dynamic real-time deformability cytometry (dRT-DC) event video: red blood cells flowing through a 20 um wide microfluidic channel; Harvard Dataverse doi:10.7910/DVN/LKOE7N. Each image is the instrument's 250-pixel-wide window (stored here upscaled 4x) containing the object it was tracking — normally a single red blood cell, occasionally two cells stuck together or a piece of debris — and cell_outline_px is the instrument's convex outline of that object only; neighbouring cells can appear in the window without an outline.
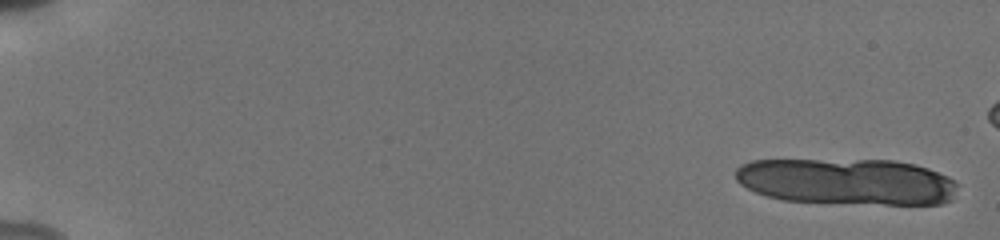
{"species": "human", "species_latin": "Homo sapiens", "temperature_condition": "cold", "stored_images_in_passage": 16, "camera_frame_rate_fps": 3000, "um_per_image_px": 0.085, "donor": {"sex": "male"}, "frame": {"image": 1, "passage_image": 2, "time_ms": 0.333, "image_size_px": [1000, 240], "cell_outline_px": [[956, 184], [952, 200], [940, 204], [884, 204], [784, 200], [768, 196], [756, 192], [740, 184], [736, 180], [736, 168], [740, 164], [752, 160], [896, 160], [916, 164], [928, 168], [948, 176]], "centroid_in_image_um": [71.99, 15.42], "position_along_channel_um": 13.0, "area_um2": 59.88}}